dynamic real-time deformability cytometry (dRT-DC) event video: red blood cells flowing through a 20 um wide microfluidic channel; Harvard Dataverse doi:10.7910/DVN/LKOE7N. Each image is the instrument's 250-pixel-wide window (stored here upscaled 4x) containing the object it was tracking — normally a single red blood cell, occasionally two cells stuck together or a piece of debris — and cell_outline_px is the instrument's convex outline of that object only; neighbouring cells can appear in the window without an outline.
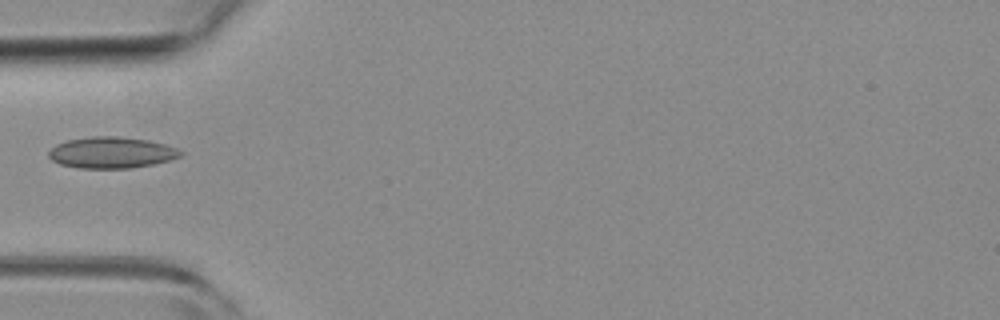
{"species": "common noctule bat (a hibernating species)", "species_latin": "Nyctalus noctula", "temperature_condition": "room temperature", "stored_images_in_passage": 6, "camera_frame_rate_fps": 3000, "um_per_image_px": 0.085, "animal": {"sex": "female", "body_mass_g": 19.3, "forearm_length_mm": 54.1}, "frame": {"image": 1, "passage_image": 5, "time_ms": 1.333, "image_size_px": [1000, 320], "cell_outline_px": [[184, 152], [180, 156], [172, 160], [132, 168], [80, 168], [60, 164], [52, 160], [48, 156], [48, 152], [56, 144], [68, 140], [92, 136], [120, 136], [148, 140], [164, 144], [176, 148]], "centroid_in_image_um": [9.48, 12.97], "position_along_channel_um": 75.5, "area_um2": 24.04}}
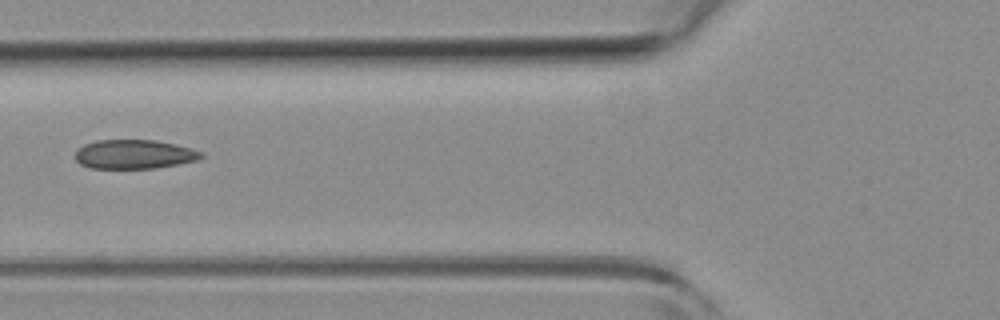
{"frame": {"image": 2, "passage_image": 6, "time_ms": 1.667, "image_size_px": [1000, 320], "cell_outline_px": [[204, 156], [196, 160], [156, 168], [88, 168], [80, 164], [76, 160], [76, 148], [84, 144], [96, 140], [156, 140], [176, 144], [204, 152]], "centroid_in_image_um": [11.38, 13.1], "position_along_channel_um": 114.4, "area_um2": 21.44}}